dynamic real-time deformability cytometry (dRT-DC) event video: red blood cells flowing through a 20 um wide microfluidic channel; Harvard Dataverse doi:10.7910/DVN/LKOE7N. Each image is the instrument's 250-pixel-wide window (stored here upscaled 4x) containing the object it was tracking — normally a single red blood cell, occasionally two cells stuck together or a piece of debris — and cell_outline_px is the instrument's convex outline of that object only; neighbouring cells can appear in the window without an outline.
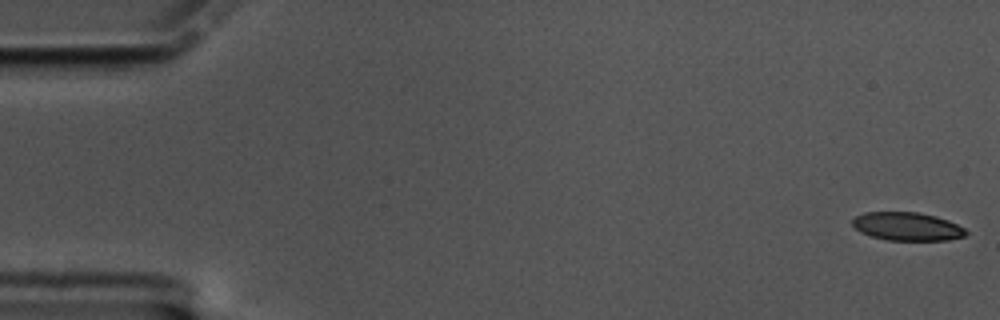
{"species": "common noctule bat (a hibernating species)", "species_latin": "Nyctalus noctula", "temperature_condition": "cold", "stored_images_in_passage": 59, "camera_frame_rate_fps": 3000, "um_per_image_px": 0.085, "animal": {"sex": "male", "body_mass_g": 17.5, "forearm_length_mm": 52.3}, "frame": {"image": 1, "passage_image": 1, "time_ms": 0.0, "image_size_px": [1000, 320], "cell_outline_px": [[968, 232], [964, 236], [948, 240], [888, 240], [872, 236], [860, 232], [852, 224], [852, 220], [856, 216], [864, 212], [916, 212], [936, 216], [948, 220], [964, 228]], "centroid_in_image_um": [77.11, 19.24], "position_along_channel_um": 7.9, "area_um2": 18.61}}
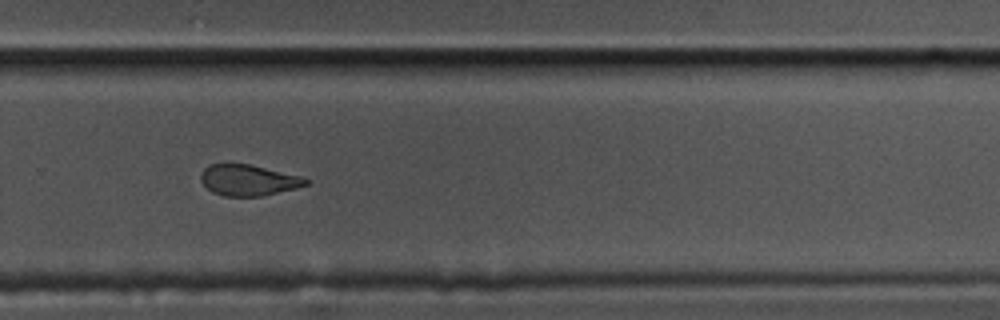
{"frame": {"image": 2, "passage_image": 40, "time_ms": 13.0, "image_size_px": [1000, 320], "cell_outline_px": [[308, 184], [296, 188], [260, 196], [224, 196], [212, 192], [200, 180], [200, 172], [208, 164], [248, 164], [300, 176], [308, 180]], "centroid_in_image_um": [21.06, 15.31], "position_along_channel_um": 308.7, "area_um2": 18.73}}
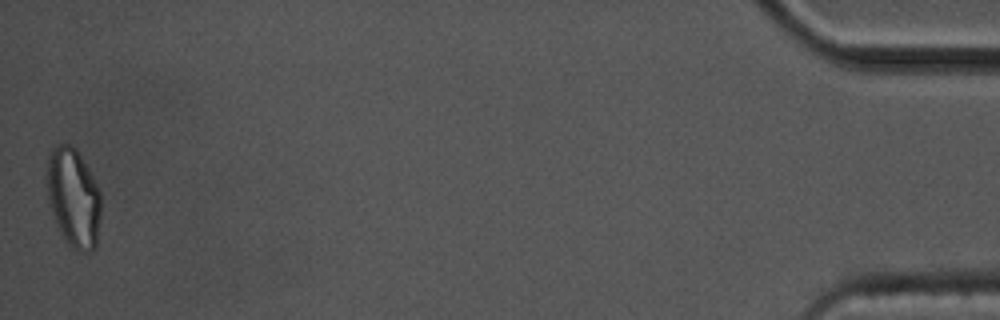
{"frame": {"image": 3, "passage_image": 59, "time_ms": 19.333, "image_size_px": [1000, 320], "cell_outline_px": [[100, 216], [96, 248], [92, 252], [80, 252], [72, 248], [68, 244], [56, 224], [48, 200], [48, 156], [52, 148], [60, 144], [72, 144], [76, 148], [88, 168], [100, 192]], "centroid_in_image_um": [6.26, 16.83], "position_along_channel_um": 428.9, "area_um2": 31.04}, "authors_computed_cell_mechanics": {"area_um2": 20.7502, "velocity_mm_per_s": 3.3822, "shape_relaxation_time_tau1_ms": 9.6483, "shape_relaxation_time_tau2_ms": 3.5138, "deformation_change_tau1": 0.1731, "deformation_change_tau2": 0.0946}}